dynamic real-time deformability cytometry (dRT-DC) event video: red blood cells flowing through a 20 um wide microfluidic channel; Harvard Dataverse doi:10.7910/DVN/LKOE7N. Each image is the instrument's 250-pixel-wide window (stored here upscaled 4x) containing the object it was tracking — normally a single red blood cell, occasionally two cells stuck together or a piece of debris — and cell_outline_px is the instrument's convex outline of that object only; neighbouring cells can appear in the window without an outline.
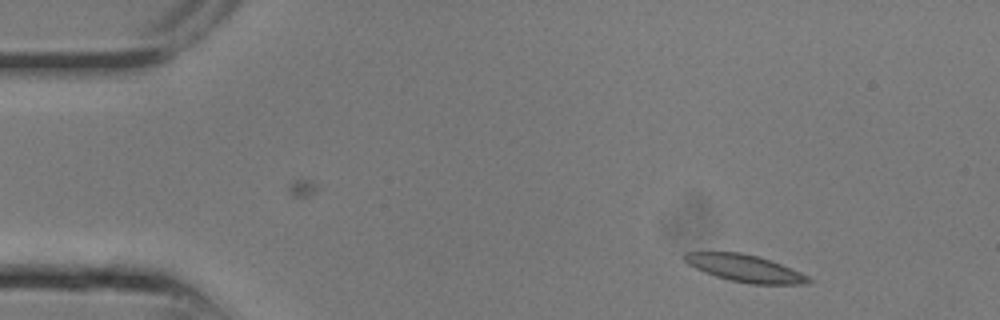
{"species": "common noctule bat (a hibernating species)", "species_latin": "Nyctalus noctula", "temperature_condition": "room temperature", "stored_images_in_passage": 5, "camera_frame_rate_fps": 3000, "um_per_image_px": 0.085, "animal": {"sex": "male", "body_mass_g": 13.3}, "frame": {"image": 1, "passage_image": 1, "time_ms": 0.0, "image_size_px": [1000, 320], "cell_outline_px": [[812, 280], [808, 284], [752, 284], [732, 280], [716, 276], [704, 272], [688, 264], [684, 260], [684, 252], [740, 252], [760, 256], [800, 272], [808, 276]], "centroid_in_image_um": [63.32, 22.79], "position_along_channel_um": 21.7, "area_um2": 19.42}}
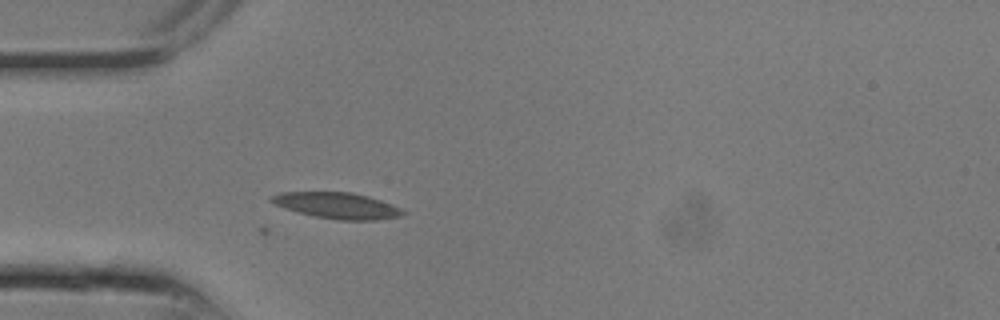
{"frame": {"image": 2, "passage_image": 5, "time_ms": 1.333, "image_size_px": [1000, 320], "cell_outline_px": [[404, 216], [376, 220], [336, 220], [316, 216], [284, 208], [268, 200], [268, 196], [280, 192], [352, 192], [368, 196], [392, 204], [400, 208], [404, 212]], "centroid_in_image_um": [28.65, 17.46], "position_along_channel_um": 56.3, "area_um2": 20.0}}